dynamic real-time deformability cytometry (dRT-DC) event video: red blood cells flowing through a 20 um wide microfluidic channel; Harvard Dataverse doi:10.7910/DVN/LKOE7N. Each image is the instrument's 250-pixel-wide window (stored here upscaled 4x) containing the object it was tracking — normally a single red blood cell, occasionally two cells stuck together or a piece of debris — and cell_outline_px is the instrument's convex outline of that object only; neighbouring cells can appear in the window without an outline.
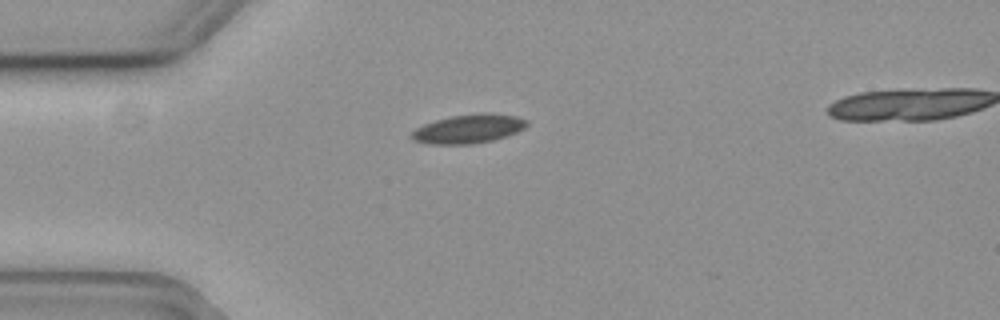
{"species": "common noctule bat (a hibernating species)", "species_latin": "Nyctalus noctula", "temperature_condition": "cold", "stored_images_in_passage": 41, "camera_frame_rate_fps": 3000, "um_per_image_px": 0.085, "animal": {"sex": "female", "body_mass_g": 19.3, "forearm_length_mm": 54.1}, "frame": {"image": 1, "passage_image": 1, "time_ms": 0.0, "image_size_px": [1000, 320], "cell_outline_px": [[528, 124], [524, 128], [516, 132], [492, 140], [472, 144], [432, 144], [412, 140], [412, 132], [416, 128], [424, 124], [436, 120], [452, 116], [480, 112], [492, 112], [516, 116], [528, 120]], "centroid_in_image_um": [39.85, 10.93], "position_along_channel_um": 45.2, "area_um2": 19.36}}
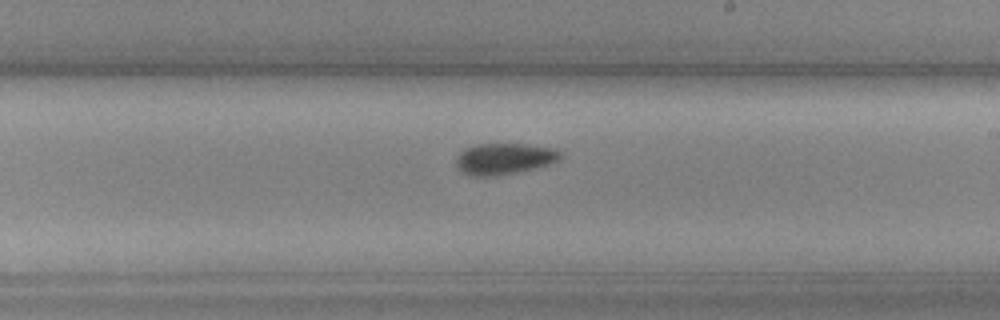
{"frame": {"image": 2, "passage_image": 19, "time_ms": 6.0, "image_size_px": [1000, 320], "cell_outline_px": [[560, 160], [548, 164], [516, 172], [496, 176], [468, 176], [460, 172], [456, 168], [456, 156], [464, 148], [476, 144], [524, 144], [556, 148], [560, 152]], "centroid_in_image_um": [42.79, 13.49], "position_along_channel_um": 246.2, "area_um2": 19.13}}
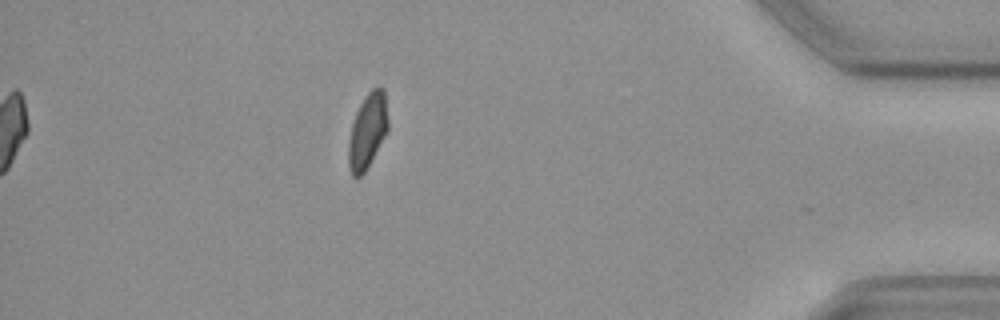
{"frame": {"image": 3, "passage_image": 36, "time_ms": 11.667, "image_size_px": [1000, 320], "cell_outline_px": [[388, 132], [364, 172], [356, 180], [352, 176], [348, 164], [348, 144], [352, 124], [356, 112], [364, 96], [372, 88], [384, 88], [388, 120]], "centroid_in_image_um": [31.24, 11.14], "position_along_channel_um": 404.0, "area_um2": 17.34}}